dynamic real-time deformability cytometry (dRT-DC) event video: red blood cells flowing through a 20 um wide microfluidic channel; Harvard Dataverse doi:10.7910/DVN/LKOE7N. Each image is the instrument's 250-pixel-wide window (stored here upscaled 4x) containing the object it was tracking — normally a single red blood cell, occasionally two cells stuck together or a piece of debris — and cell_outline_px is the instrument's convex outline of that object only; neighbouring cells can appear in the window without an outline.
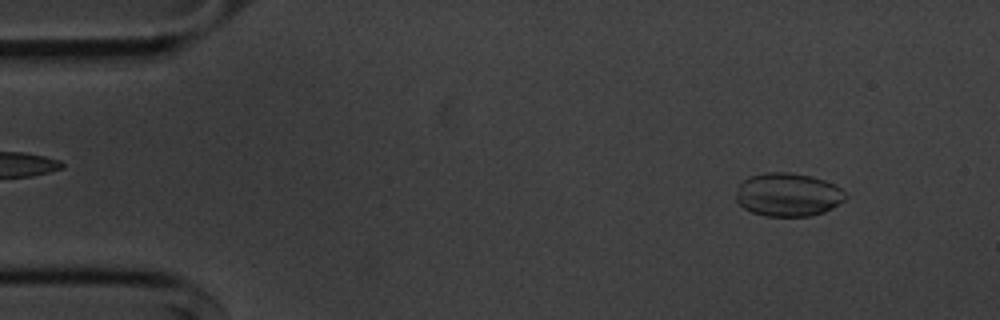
{"species": "common noctule bat (a hibernating species)", "species_latin": "Nyctalus noctula", "temperature_condition": "cold", "stored_images_in_passage": 54, "camera_frame_rate_fps": 3000, "um_per_image_px": 0.085, "animal": {"sex": "male", "body_mass_g": 20.1, "forearm_length_mm": 53.5}, "frame": {"image": 1, "passage_image": 5, "time_ms": 1.333, "image_size_px": [1000, 320], "cell_outline_px": [[848, 196], [844, 200], [832, 208], [824, 212], [808, 216], [768, 216], [752, 212], [744, 208], [736, 200], [736, 192], [740, 184], [748, 176], [768, 172], [788, 172], [812, 176], [836, 184]], "centroid_in_image_um": [66.99, 16.54], "position_along_channel_um": 18.0, "area_um2": 27.69}}
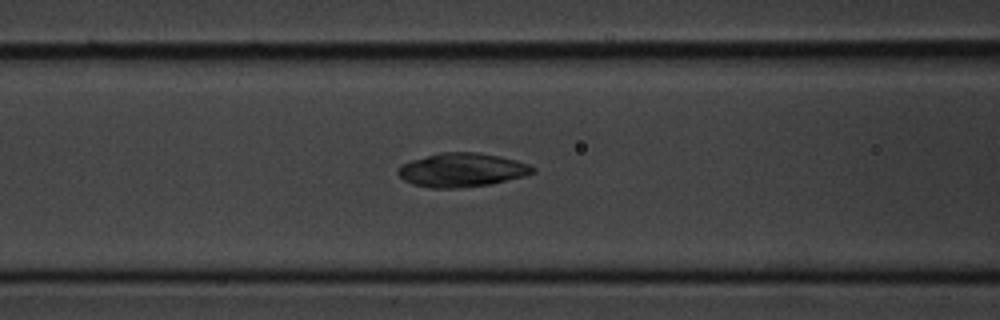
{"frame": {"image": 2, "passage_image": 21, "time_ms": 6.667, "image_size_px": [1000, 320], "cell_outline_px": [[536, 172], [524, 176], [488, 184], [460, 188], [432, 188], [412, 184], [404, 180], [396, 172], [396, 168], [400, 164], [412, 160], [440, 152], [476, 152], [516, 160], [528, 164], [536, 168]], "centroid_in_image_um": [39.22, 14.45], "position_along_channel_um": 127.4, "area_um2": 26.47}}
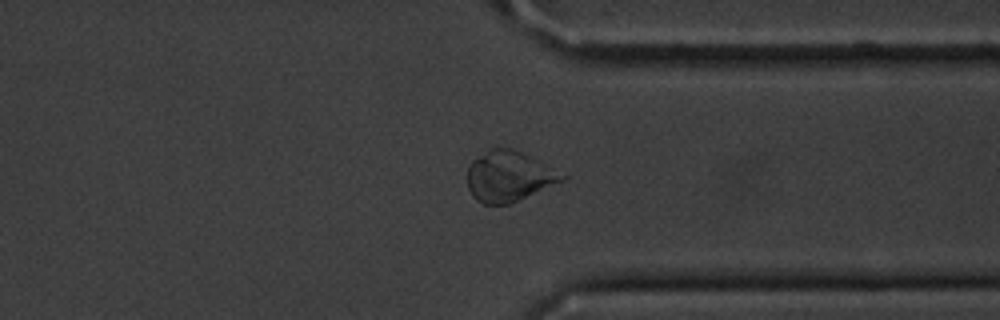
{"frame": {"image": 3, "passage_image": 41, "time_ms": 13.333, "image_size_px": [1000, 320], "cell_outline_px": [[568, 176], [564, 180], [508, 204], [484, 204], [476, 200], [472, 196], [468, 188], [468, 164], [472, 160], [492, 148], [512, 148]], "centroid_in_image_um": [43.21, 15.0], "position_along_channel_um": 368.2, "area_um2": 27.28}, "authors_computed_cell_mechanics": {"area_um2": 27.0215, "velocity_mm_per_s": 3.6323, "shape_relaxation_time_tau1_ms": 5.4261, "shape_relaxation_time_tau2_ms": 1.5086, "deformation_change_tau1": 0.1416, "deformation_change_tau2": 0.033}}